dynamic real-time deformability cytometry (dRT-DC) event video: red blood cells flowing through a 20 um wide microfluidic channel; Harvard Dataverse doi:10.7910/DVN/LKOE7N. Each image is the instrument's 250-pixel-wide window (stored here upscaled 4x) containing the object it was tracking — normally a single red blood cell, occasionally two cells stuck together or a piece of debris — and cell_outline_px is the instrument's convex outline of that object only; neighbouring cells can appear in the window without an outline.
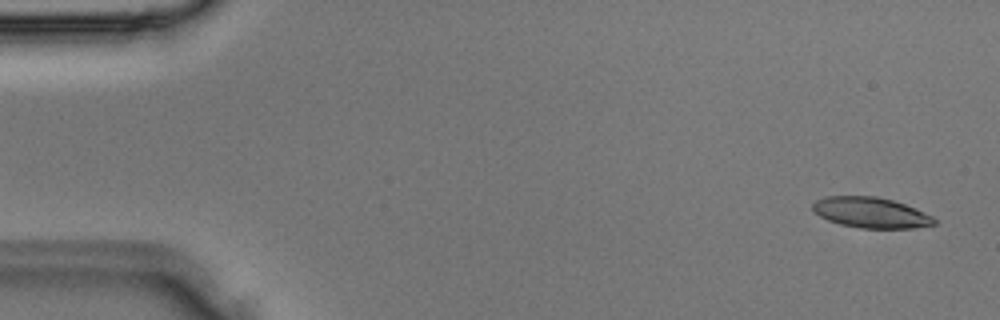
{"species": "Egyptian fruit bat (a non-hibernating species)", "species_latin": "Rousettus aegyptiacus", "temperature_condition": "room temperature", "stored_images_in_passage": 4, "camera_frame_rate_fps": 3000, "um_per_image_px": 0.085, "animal": {"sex": "male"}, "frame": {"image": 1, "passage_image": 1, "time_ms": 0.0, "image_size_px": [1000, 320], "cell_outline_px": [[936, 224], [912, 228], [860, 228], [840, 224], [828, 220], [820, 216], [812, 208], [812, 204], [816, 200], [824, 196], [876, 196], [892, 200], [904, 204], [924, 212], [932, 216], [936, 220]], "centroid_in_image_um": [74.01, 18.07], "position_along_channel_um": 11.0, "area_um2": 21.56}}